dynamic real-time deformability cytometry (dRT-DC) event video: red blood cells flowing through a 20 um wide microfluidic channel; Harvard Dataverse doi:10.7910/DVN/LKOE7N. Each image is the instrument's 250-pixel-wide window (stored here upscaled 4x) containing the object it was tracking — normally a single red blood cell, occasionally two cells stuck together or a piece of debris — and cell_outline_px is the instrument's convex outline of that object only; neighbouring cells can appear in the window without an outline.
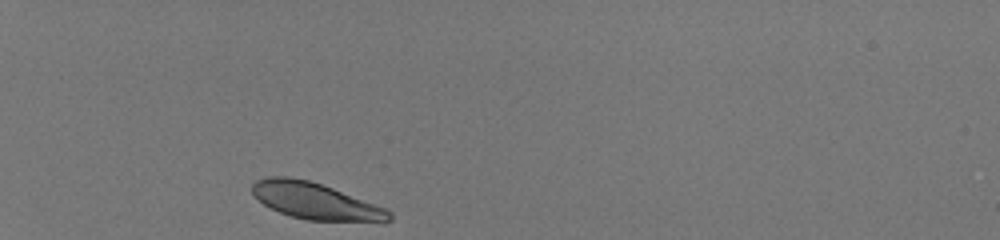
{"species": "human", "species_latin": "Homo sapiens", "temperature_condition": "room temperature", "stored_images_in_passage": 30, "camera_frame_rate_fps": 3000, "um_per_image_px": 0.085, "donor": {"sex": "male"}, "frame": {"image": 1, "passage_image": 1, "time_ms": 0.0, "image_size_px": [1000, 240], "cell_outline_px": [[392, 220], [384, 224], [308, 220], [292, 216], [280, 212], [264, 204], [252, 196], [252, 184], [256, 180], [264, 176], [288, 176], [308, 180], [332, 188], [388, 208], [392, 212]], "centroid_in_image_um": [26.91, 17.12], "position_along_channel_um": 58.1, "area_um2": 30.0}}
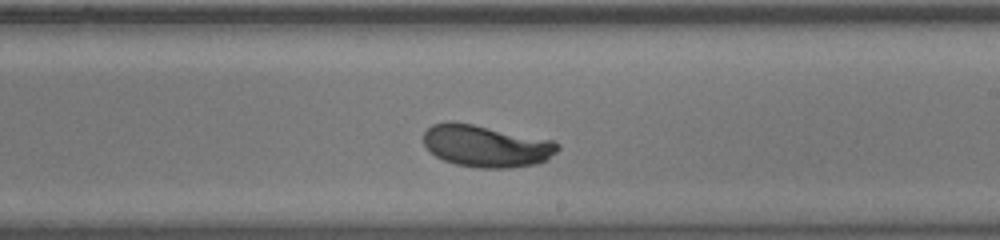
{"frame": {"image": 2, "passage_image": 18, "time_ms": 5.667, "image_size_px": [1000, 240], "cell_outline_px": [[560, 148], [556, 152], [544, 160], [536, 164], [512, 168], [480, 168], [456, 164], [444, 160], [436, 156], [424, 144], [424, 132], [432, 124], [448, 120], [452, 120], [552, 140], [560, 144]], "centroid_in_image_um": [41.31, 12.4], "position_along_channel_um": 247.7, "area_um2": 32.71}}
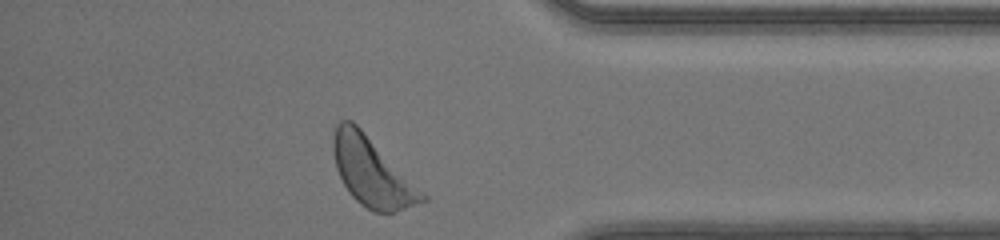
{"frame": {"image": 3, "passage_image": 30, "time_ms": 9.667, "image_size_px": [1000, 240], "cell_outline_px": [[428, 200], [392, 212], [372, 212], [360, 204], [348, 192], [336, 168], [332, 148], [332, 140], [336, 124], [340, 120], [352, 120], [428, 196]], "centroid_in_image_um": [31.59, 14.62], "position_along_channel_um": 403.6, "area_um2": 35.08}, "authors_computed_cell_mechanics": {"area_um2": 32.1368, "velocity_mm_per_s": 4.1146, "shape_relaxation_time_tau1_ms": 2.6619, "shape_relaxation_time_tau2_ms": null, "deformation_change_tau1": 0.1413, "deformation_change_tau2": null}}